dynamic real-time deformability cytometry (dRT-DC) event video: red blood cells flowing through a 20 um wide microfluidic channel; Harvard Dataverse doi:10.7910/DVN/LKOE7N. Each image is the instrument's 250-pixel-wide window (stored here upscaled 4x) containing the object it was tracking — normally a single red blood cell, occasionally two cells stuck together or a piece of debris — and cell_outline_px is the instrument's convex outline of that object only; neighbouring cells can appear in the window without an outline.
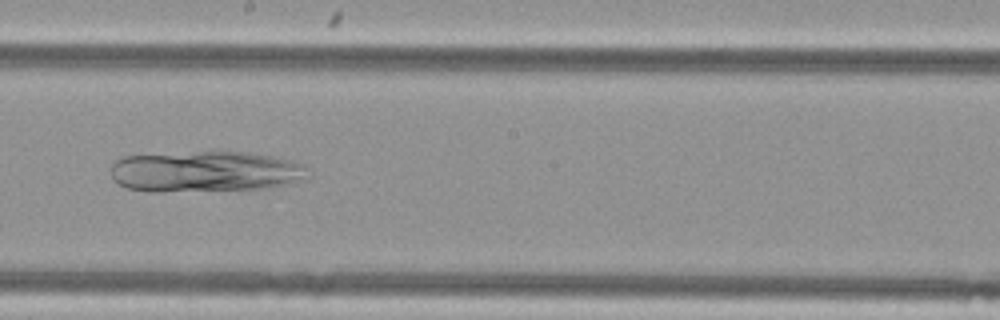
{"species": "Egyptian fruit bat (a non-hibernating species)", "species_latin": "Rousettus aegyptiacus", "temperature_condition": "cold", "stored_images_in_passage": 39, "camera_frame_rate_fps": 3000, "um_per_image_px": 0.085, "animal": {"sex": "female"}, "frame": {"image": 1, "passage_image": 17, "time_ms": 5.333, "image_size_px": [1000, 320], "cell_outline_px": [[308, 180], [268, 188], [160, 192], [152, 192], [128, 188], [112, 180], [112, 164], [116, 160], [124, 156], [200, 152], [248, 152], [272, 156], [292, 160], [304, 164], [308, 168]], "centroid_in_image_um": [17.52, 14.59], "position_along_channel_um": 230.7, "area_um2": 47.28}}